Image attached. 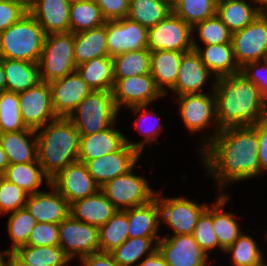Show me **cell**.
I'll return each mask as SVG.
<instances>
[{
    "mask_svg": "<svg viewBox=\"0 0 267 266\" xmlns=\"http://www.w3.org/2000/svg\"><path fill=\"white\" fill-rule=\"evenodd\" d=\"M119 112L112 91L92 90L68 118L80 136H85L114 125Z\"/></svg>",
    "mask_w": 267,
    "mask_h": 266,
    "instance_id": "5b68a950",
    "label": "cell"
},
{
    "mask_svg": "<svg viewBox=\"0 0 267 266\" xmlns=\"http://www.w3.org/2000/svg\"><path fill=\"white\" fill-rule=\"evenodd\" d=\"M260 13L255 0H225L217 3L216 14L232 34L248 26Z\"/></svg>",
    "mask_w": 267,
    "mask_h": 266,
    "instance_id": "4dcf8cb0",
    "label": "cell"
},
{
    "mask_svg": "<svg viewBox=\"0 0 267 266\" xmlns=\"http://www.w3.org/2000/svg\"><path fill=\"white\" fill-rule=\"evenodd\" d=\"M129 237H161L160 207L155 197L150 202L128 209Z\"/></svg>",
    "mask_w": 267,
    "mask_h": 266,
    "instance_id": "f1b7e54d",
    "label": "cell"
},
{
    "mask_svg": "<svg viewBox=\"0 0 267 266\" xmlns=\"http://www.w3.org/2000/svg\"><path fill=\"white\" fill-rule=\"evenodd\" d=\"M36 137L38 162L50 180L79 161L80 134L69 118L50 121L36 130Z\"/></svg>",
    "mask_w": 267,
    "mask_h": 266,
    "instance_id": "3957f363",
    "label": "cell"
},
{
    "mask_svg": "<svg viewBox=\"0 0 267 266\" xmlns=\"http://www.w3.org/2000/svg\"><path fill=\"white\" fill-rule=\"evenodd\" d=\"M74 41L75 34L72 32L46 35L39 60L42 82L50 83L76 71Z\"/></svg>",
    "mask_w": 267,
    "mask_h": 266,
    "instance_id": "52a82bcc",
    "label": "cell"
},
{
    "mask_svg": "<svg viewBox=\"0 0 267 266\" xmlns=\"http://www.w3.org/2000/svg\"><path fill=\"white\" fill-rule=\"evenodd\" d=\"M8 216L7 232L12 245L10 249H4V251L15 252L18 248L27 245L37 221L26 207L9 213Z\"/></svg>",
    "mask_w": 267,
    "mask_h": 266,
    "instance_id": "b9f144b4",
    "label": "cell"
},
{
    "mask_svg": "<svg viewBox=\"0 0 267 266\" xmlns=\"http://www.w3.org/2000/svg\"><path fill=\"white\" fill-rule=\"evenodd\" d=\"M230 197L227 192L219 193L213 203V230L219 240L220 252L226 251L243 232L237 222L238 216L223 210Z\"/></svg>",
    "mask_w": 267,
    "mask_h": 266,
    "instance_id": "83f0119b",
    "label": "cell"
},
{
    "mask_svg": "<svg viewBox=\"0 0 267 266\" xmlns=\"http://www.w3.org/2000/svg\"><path fill=\"white\" fill-rule=\"evenodd\" d=\"M19 107L25 125L35 130L58 118L47 82L40 81L36 86L19 93Z\"/></svg>",
    "mask_w": 267,
    "mask_h": 266,
    "instance_id": "9a60e30c",
    "label": "cell"
},
{
    "mask_svg": "<svg viewBox=\"0 0 267 266\" xmlns=\"http://www.w3.org/2000/svg\"><path fill=\"white\" fill-rule=\"evenodd\" d=\"M256 124L220 130L200 152L201 164L219 193L237 181L260 176Z\"/></svg>",
    "mask_w": 267,
    "mask_h": 266,
    "instance_id": "6da1fadb",
    "label": "cell"
},
{
    "mask_svg": "<svg viewBox=\"0 0 267 266\" xmlns=\"http://www.w3.org/2000/svg\"><path fill=\"white\" fill-rule=\"evenodd\" d=\"M106 23L82 32L75 33L74 58L76 65L96 57L108 56Z\"/></svg>",
    "mask_w": 267,
    "mask_h": 266,
    "instance_id": "1f68e13d",
    "label": "cell"
},
{
    "mask_svg": "<svg viewBox=\"0 0 267 266\" xmlns=\"http://www.w3.org/2000/svg\"><path fill=\"white\" fill-rule=\"evenodd\" d=\"M70 32L78 33L106 23L95 1L72 0L69 11Z\"/></svg>",
    "mask_w": 267,
    "mask_h": 266,
    "instance_id": "8d00e7d4",
    "label": "cell"
},
{
    "mask_svg": "<svg viewBox=\"0 0 267 266\" xmlns=\"http://www.w3.org/2000/svg\"><path fill=\"white\" fill-rule=\"evenodd\" d=\"M81 266H121L111 253L96 252L79 259Z\"/></svg>",
    "mask_w": 267,
    "mask_h": 266,
    "instance_id": "11a10c76",
    "label": "cell"
},
{
    "mask_svg": "<svg viewBox=\"0 0 267 266\" xmlns=\"http://www.w3.org/2000/svg\"><path fill=\"white\" fill-rule=\"evenodd\" d=\"M107 50L109 57L123 52L148 49V28L129 18L106 20Z\"/></svg>",
    "mask_w": 267,
    "mask_h": 266,
    "instance_id": "5bb4252c",
    "label": "cell"
},
{
    "mask_svg": "<svg viewBox=\"0 0 267 266\" xmlns=\"http://www.w3.org/2000/svg\"><path fill=\"white\" fill-rule=\"evenodd\" d=\"M217 80H213L210 92L186 94L177 96L175 99L178 103L179 114L181 120L185 124L189 133L201 132L212 124L214 131L209 135L205 134L201 145L198 149L200 152L207 144H209L220 131L216 119V97L214 93Z\"/></svg>",
    "mask_w": 267,
    "mask_h": 266,
    "instance_id": "8992f818",
    "label": "cell"
},
{
    "mask_svg": "<svg viewBox=\"0 0 267 266\" xmlns=\"http://www.w3.org/2000/svg\"><path fill=\"white\" fill-rule=\"evenodd\" d=\"M51 185L69 204L93 195L101 188L89 173L86 164L79 161L61 170L51 179Z\"/></svg>",
    "mask_w": 267,
    "mask_h": 266,
    "instance_id": "e0dca14e",
    "label": "cell"
},
{
    "mask_svg": "<svg viewBox=\"0 0 267 266\" xmlns=\"http://www.w3.org/2000/svg\"><path fill=\"white\" fill-rule=\"evenodd\" d=\"M114 125L91 135L80 136L79 162L87 163L119 150L125 143L126 136Z\"/></svg>",
    "mask_w": 267,
    "mask_h": 266,
    "instance_id": "603a6c76",
    "label": "cell"
},
{
    "mask_svg": "<svg viewBox=\"0 0 267 266\" xmlns=\"http://www.w3.org/2000/svg\"><path fill=\"white\" fill-rule=\"evenodd\" d=\"M138 266H168V264L157 249L152 254L143 258Z\"/></svg>",
    "mask_w": 267,
    "mask_h": 266,
    "instance_id": "9f6ffc18",
    "label": "cell"
},
{
    "mask_svg": "<svg viewBox=\"0 0 267 266\" xmlns=\"http://www.w3.org/2000/svg\"><path fill=\"white\" fill-rule=\"evenodd\" d=\"M261 12H267V0H255Z\"/></svg>",
    "mask_w": 267,
    "mask_h": 266,
    "instance_id": "6125c7cd",
    "label": "cell"
},
{
    "mask_svg": "<svg viewBox=\"0 0 267 266\" xmlns=\"http://www.w3.org/2000/svg\"><path fill=\"white\" fill-rule=\"evenodd\" d=\"M12 1H16V2H19V3H23V4H25L28 8H29L30 3H31V0H12Z\"/></svg>",
    "mask_w": 267,
    "mask_h": 266,
    "instance_id": "e7e4bbea",
    "label": "cell"
},
{
    "mask_svg": "<svg viewBox=\"0 0 267 266\" xmlns=\"http://www.w3.org/2000/svg\"><path fill=\"white\" fill-rule=\"evenodd\" d=\"M215 0H178L172 7V12L182 18L192 28L216 15Z\"/></svg>",
    "mask_w": 267,
    "mask_h": 266,
    "instance_id": "ee69618b",
    "label": "cell"
},
{
    "mask_svg": "<svg viewBox=\"0 0 267 266\" xmlns=\"http://www.w3.org/2000/svg\"><path fill=\"white\" fill-rule=\"evenodd\" d=\"M245 76L260 90L267 101V62L265 60L247 63L241 68Z\"/></svg>",
    "mask_w": 267,
    "mask_h": 266,
    "instance_id": "816d5d0a",
    "label": "cell"
},
{
    "mask_svg": "<svg viewBox=\"0 0 267 266\" xmlns=\"http://www.w3.org/2000/svg\"><path fill=\"white\" fill-rule=\"evenodd\" d=\"M59 246L71 260L100 252L99 228L69 214L59 223Z\"/></svg>",
    "mask_w": 267,
    "mask_h": 266,
    "instance_id": "7c38bea8",
    "label": "cell"
},
{
    "mask_svg": "<svg viewBox=\"0 0 267 266\" xmlns=\"http://www.w3.org/2000/svg\"><path fill=\"white\" fill-rule=\"evenodd\" d=\"M19 107V94L12 91L0 92V134L26 130Z\"/></svg>",
    "mask_w": 267,
    "mask_h": 266,
    "instance_id": "7bdbcfd3",
    "label": "cell"
},
{
    "mask_svg": "<svg viewBox=\"0 0 267 266\" xmlns=\"http://www.w3.org/2000/svg\"><path fill=\"white\" fill-rule=\"evenodd\" d=\"M53 109L57 117L68 118L92 91L77 71L49 83Z\"/></svg>",
    "mask_w": 267,
    "mask_h": 266,
    "instance_id": "d6986e66",
    "label": "cell"
},
{
    "mask_svg": "<svg viewBox=\"0 0 267 266\" xmlns=\"http://www.w3.org/2000/svg\"><path fill=\"white\" fill-rule=\"evenodd\" d=\"M0 266H8V251H0Z\"/></svg>",
    "mask_w": 267,
    "mask_h": 266,
    "instance_id": "94428289",
    "label": "cell"
},
{
    "mask_svg": "<svg viewBox=\"0 0 267 266\" xmlns=\"http://www.w3.org/2000/svg\"><path fill=\"white\" fill-rule=\"evenodd\" d=\"M27 245L57 246L59 245V224L37 222Z\"/></svg>",
    "mask_w": 267,
    "mask_h": 266,
    "instance_id": "681fc988",
    "label": "cell"
},
{
    "mask_svg": "<svg viewBox=\"0 0 267 266\" xmlns=\"http://www.w3.org/2000/svg\"><path fill=\"white\" fill-rule=\"evenodd\" d=\"M28 12V7L12 0H0V34L19 21Z\"/></svg>",
    "mask_w": 267,
    "mask_h": 266,
    "instance_id": "f907efd6",
    "label": "cell"
},
{
    "mask_svg": "<svg viewBox=\"0 0 267 266\" xmlns=\"http://www.w3.org/2000/svg\"><path fill=\"white\" fill-rule=\"evenodd\" d=\"M147 107L148 105H142L129 108L132 110L133 114L137 115V118L135 119L136 121H133L135 130H137V132L142 134L145 138L142 141L140 140L135 143H133L130 139L128 140V138H125L126 143L135 148L141 154L146 146V143L153 145V142H157V138L160 134H162L164 127L162 123H160L162 119L157 115V112L155 113V111H153L154 109L149 110Z\"/></svg>",
    "mask_w": 267,
    "mask_h": 266,
    "instance_id": "e575fe53",
    "label": "cell"
},
{
    "mask_svg": "<svg viewBox=\"0 0 267 266\" xmlns=\"http://www.w3.org/2000/svg\"><path fill=\"white\" fill-rule=\"evenodd\" d=\"M46 34L27 12L0 34V57L39 63Z\"/></svg>",
    "mask_w": 267,
    "mask_h": 266,
    "instance_id": "277c9868",
    "label": "cell"
},
{
    "mask_svg": "<svg viewBox=\"0 0 267 266\" xmlns=\"http://www.w3.org/2000/svg\"><path fill=\"white\" fill-rule=\"evenodd\" d=\"M192 235L208 256L216 248L220 250L219 240L213 230V204L212 207L208 205L202 212Z\"/></svg>",
    "mask_w": 267,
    "mask_h": 266,
    "instance_id": "7dc6e473",
    "label": "cell"
},
{
    "mask_svg": "<svg viewBox=\"0 0 267 266\" xmlns=\"http://www.w3.org/2000/svg\"><path fill=\"white\" fill-rule=\"evenodd\" d=\"M0 142L9 164L38 162L35 129L28 128L19 132L1 133Z\"/></svg>",
    "mask_w": 267,
    "mask_h": 266,
    "instance_id": "d4e9b609",
    "label": "cell"
},
{
    "mask_svg": "<svg viewBox=\"0 0 267 266\" xmlns=\"http://www.w3.org/2000/svg\"><path fill=\"white\" fill-rule=\"evenodd\" d=\"M216 1V3H219V2H221V1H225V0H215Z\"/></svg>",
    "mask_w": 267,
    "mask_h": 266,
    "instance_id": "003e7915",
    "label": "cell"
},
{
    "mask_svg": "<svg viewBox=\"0 0 267 266\" xmlns=\"http://www.w3.org/2000/svg\"><path fill=\"white\" fill-rule=\"evenodd\" d=\"M6 91V79L2 58L0 57V92Z\"/></svg>",
    "mask_w": 267,
    "mask_h": 266,
    "instance_id": "91938a15",
    "label": "cell"
},
{
    "mask_svg": "<svg viewBox=\"0 0 267 266\" xmlns=\"http://www.w3.org/2000/svg\"><path fill=\"white\" fill-rule=\"evenodd\" d=\"M136 165L126 174L104 183L100 190L117 210L144 205L156 196L145 177L135 175Z\"/></svg>",
    "mask_w": 267,
    "mask_h": 266,
    "instance_id": "ba28073f",
    "label": "cell"
},
{
    "mask_svg": "<svg viewBox=\"0 0 267 266\" xmlns=\"http://www.w3.org/2000/svg\"><path fill=\"white\" fill-rule=\"evenodd\" d=\"M148 49L175 52L193 50L192 27L174 12L148 29Z\"/></svg>",
    "mask_w": 267,
    "mask_h": 266,
    "instance_id": "9c48e42d",
    "label": "cell"
},
{
    "mask_svg": "<svg viewBox=\"0 0 267 266\" xmlns=\"http://www.w3.org/2000/svg\"><path fill=\"white\" fill-rule=\"evenodd\" d=\"M114 81L150 73V50H132L113 57Z\"/></svg>",
    "mask_w": 267,
    "mask_h": 266,
    "instance_id": "60d3db41",
    "label": "cell"
},
{
    "mask_svg": "<svg viewBox=\"0 0 267 266\" xmlns=\"http://www.w3.org/2000/svg\"><path fill=\"white\" fill-rule=\"evenodd\" d=\"M196 40L193 39V50L200 55L202 62L213 73V76L220 78L241 71L234 56L232 43L201 47Z\"/></svg>",
    "mask_w": 267,
    "mask_h": 266,
    "instance_id": "484cf974",
    "label": "cell"
},
{
    "mask_svg": "<svg viewBox=\"0 0 267 266\" xmlns=\"http://www.w3.org/2000/svg\"><path fill=\"white\" fill-rule=\"evenodd\" d=\"M15 253L29 266H67L71 259L59 246H30L18 248Z\"/></svg>",
    "mask_w": 267,
    "mask_h": 266,
    "instance_id": "ab89813d",
    "label": "cell"
},
{
    "mask_svg": "<svg viewBox=\"0 0 267 266\" xmlns=\"http://www.w3.org/2000/svg\"><path fill=\"white\" fill-rule=\"evenodd\" d=\"M128 209L117 210L113 216L99 228L100 252H112L129 238Z\"/></svg>",
    "mask_w": 267,
    "mask_h": 266,
    "instance_id": "74e56055",
    "label": "cell"
},
{
    "mask_svg": "<svg viewBox=\"0 0 267 266\" xmlns=\"http://www.w3.org/2000/svg\"><path fill=\"white\" fill-rule=\"evenodd\" d=\"M105 20L126 18L129 11V0H95Z\"/></svg>",
    "mask_w": 267,
    "mask_h": 266,
    "instance_id": "f5cc1de1",
    "label": "cell"
},
{
    "mask_svg": "<svg viewBox=\"0 0 267 266\" xmlns=\"http://www.w3.org/2000/svg\"><path fill=\"white\" fill-rule=\"evenodd\" d=\"M185 53L187 52L150 51V74L164 96L176 83L179 67Z\"/></svg>",
    "mask_w": 267,
    "mask_h": 266,
    "instance_id": "4316f807",
    "label": "cell"
},
{
    "mask_svg": "<svg viewBox=\"0 0 267 266\" xmlns=\"http://www.w3.org/2000/svg\"><path fill=\"white\" fill-rule=\"evenodd\" d=\"M29 194L21 187L0 176V214L25 208Z\"/></svg>",
    "mask_w": 267,
    "mask_h": 266,
    "instance_id": "c3c4849f",
    "label": "cell"
},
{
    "mask_svg": "<svg viewBox=\"0 0 267 266\" xmlns=\"http://www.w3.org/2000/svg\"><path fill=\"white\" fill-rule=\"evenodd\" d=\"M164 1L172 8L178 0H164Z\"/></svg>",
    "mask_w": 267,
    "mask_h": 266,
    "instance_id": "03108f58",
    "label": "cell"
},
{
    "mask_svg": "<svg viewBox=\"0 0 267 266\" xmlns=\"http://www.w3.org/2000/svg\"><path fill=\"white\" fill-rule=\"evenodd\" d=\"M231 43L239 67L265 60L267 53V12H261L248 26L232 34Z\"/></svg>",
    "mask_w": 267,
    "mask_h": 266,
    "instance_id": "8fae6325",
    "label": "cell"
},
{
    "mask_svg": "<svg viewBox=\"0 0 267 266\" xmlns=\"http://www.w3.org/2000/svg\"><path fill=\"white\" fill-rule=\"evenodd\" d=\"M202 62L200 55L192 50L183 55L174 87L170 90L177 96L202 93L208 78L217 80Z\"/></svg>",
    "mask_w": 267,
    "mask_h": 266,
    "instance_id": "ffe728a7",
    "label": "cell"
},
{
    "mask_svg": "<svg viewBox=\"0 0 267 266\" xmlns=\"http://www.w3.org/2000/svg\"><path fill=\"white\" fill-rule=\"evenodd\" d=\"M224 253L231 254L232 266H252L265 258L258 243L246 232H242Z\"/></svg>",
    "mask_w": 267,
    "mask_h": 266,
    "instance_id": "f6af8a7d",
    "label": "cell"
},
{
    "mask_svg": "<svg viewBox=\"0 0 267 266\" xmlns=\"http://www.w3.org/2000/svg\"><path fill=\"white\" fill-rule=\"evenodd\" d=\"M71 0H31L28 12L37 20L46 35L70 32Z\"/></svg>",
    "mask_w": 267,
    "mask_h": 266,
    "instance_id": "44dd1931",
    "label": "cell"
},
{
    "mask_svg": "<svg viewBox=\"0 0 267 266\" xmlns=\"http://www.w3.org/2000/svg\"><path fill=\"white\" fill-rule=\"evenodd\" d=\"M117 211L101 190L70 203L69 214L83 223L100 228Z\"/></svg>",
    "mask_w": 267,
    "mask_h": 266,
    "instance_id": "cb8c5ba5",
    "label": "cell"
},
{
    "mask_svg": "<svg viewBox=\"0 0 267 266\" xmlns=\"http://www.w3.org/2000/svg\"><path fill=\"white\" fill-rule=\"evenodd\" d=\"M171 11L172 8L164 0H129L127 18L149 29Z\"/></svg>",
    "mask_w": 267,
    "mask_h": 266,
    "instance_id": "f35d334b",
    "label": "cell"
},
{
    "mask_svg": "<svg viewBox=\"0 0 267 266\" xmlns=\"http://www.w3.org/2000/svg\"><path fill=\"white\" fill-rule=\"evenodd\" d=\"M2 176L21 187L29 195L42 191L39 188L43 181L46 182L48 187L51 184L50 178L44 173L39 162L9 164Z\"/></svg>",
    "mask_w": 267,
    "mask_h": 266,
    "instance_id": "836d02e7",
    "label": "cell"
},
{
    "mask_svg": "<svg viewBox=\"0 0 267 266\" xmlns=\"http://www.w3.org/2000/svg\"><path fill=\"white\" fill-rule=\"evenodd\" d=\"M76 71L92 90H113L115 81L112 57L93 58L77 66Z\"/></svg>",
    "mask_w": 267,
    "mask_h": 266,
    "instance_id": "d6a6232c",
    "label": "cell"
},
{
    "mask_svg": "<svg viewBox=\"0 0 267 266\" xmlns=\"http://www.w3.org/2000/svg\"><path fill=\"white\" fill-rule=\"evenodd\" d=\"M6 90L17 94L36 86L40 80L39 63L2 58Z\"/></svg>",
    "mask_w": 267,
    "mask_h": 266,
    "instance_id": "f546056e",
    "label": "cell"
},
{
    "mask_svg": "<svg viewBox=\"0 0 267 266\" xmlns=\"http://www.w3.org/2000/svg\"><path fill=\"white\" fill-rule=\"evenodd\" d=\"M160 239L161 237H129L110 253L121 266H138L142 258L157 250V243Z\"/></svg>",
    "mask_w": 267,
    "mask_h": 266,
    "instance_id": "d590c367",
    "label": "cell"
},
{
    "mask_svg": "<svg viewBox=\"0 0 267 266\" xmlns=\"http://www.w3.org/2000/svg\"><path fill=\"white\" fill-rule=\"evenodd\" d=\"M157 249L168 266H209L210 258L192 234L161 237Z\"/></svg>",
    "mask_w": 267,
    "mask_h": 266,
    "instance_id": "2e32d148",
    "label": "cell"
},
{
    "mask_svg": "<svg viewBox=\"0 0 267 266\" xmlns=\"http://www.w3.org/2000/svg\"><path fill=\"white\" fill-rule=\"evenodd\" d=\"M192 33L196 34L193 39L198 35L203 45L231 43L232 38V33L217 14L196 24L192 28Z\"/></svg>",
    "mask_w": 267,
    "mask_h": 266,
    "instance_id": "bcb514c9",
    "label": "cell"
},
{
    "mask_svg": "<svg viewBox=\"0 0 267 266\" xmlns=\"http://www.w3.org/2000/svg\"><path fill=\"white\" fill-rule=\"evenodd\" d=\"M214 93L219 130L267 119V101L242 71L217 78Z\"/></svg>",
    "mask_w": 267,
    "mask_h": 266,
    "instance_id": "7a4b0ae2",
    "label": "cell"
},
{
    "mask_svg": "<svg viewBox=\"0 0 267 266\" xmlns=\"http://www.w3.org/2000/svg\"><path fill=\"white\" fill-rule=\"evenodd\" d=\"M266 258H263L261 261H259L256 264H253L252 266H267V260H265ZM265 260V261H264Z\"/></svg>",
    "mask_w": 267,
    "mask_h": 266,
    "instance_id": "be15d7a7",
    "label": "cell"
},
{
    "mask_svg": "<svg viewBox=\"0 0 267 266\" xmlns=\"http://www.w3.org/2000/svg\"><path fill=\"white\" fill-rule=\"evenodd\" d=\"M162 192H156L160 207L161 224H166L173 235L192 234L198 218L209 205L198 204L184 197H163Z\"/></svg>",
    "mask_w": 267,
    "mask_h": 266,
    "instance_id": "30bf717a",
    "label": "cell"
},
{
    "mask_svg": "<svg viewBox=\"0 0 267 266\" xmlns=\"http://www.w3.org/2000/svg\"><path fill=\"white\" fill-rule=\"evenodd\" d=\"M49 188L30 194L25 207L37 222L59 224L69 215L70 204L51 184Z\"/></svg>",
    "mask_w": 267,
    "mask_h": 266,
    "instance_id": "7402d4cb",
    "label": "cell"
},
{
    "mask_svg": "<svg viewBox=\"0 0 267 266\" xmlns=\"http://www.w3.org/2000/svg\"><path fill=\"white\" fill-rule=\"evenodd\" d=\"M141 153L125 143L119 150L86 163L89 173L101 187L104 183L126 174L137 165Z\"/></svg>",
    "mask_w": 267,
    "mask_h": 266,
    "instance_id": "ac0fdd59",
    "label": "cell"
},
{
    "mask_svg": "<svg viewBox=\"0 0 267 266\" xmlns=\"http://www.w3.org/2000/svg\"><path fill=\"white\" fill-rule=\"evenodd\" d=\"M258 137V158L260 160V174L267 171V119L256 123Z\"/></svg>",
    "mask_w": 267,
    "mask_h": 266,
    "instance_id": "db71d44e",
    "label": "cell"
},
{
    "mask_svg": "<svg viewBox=\"0 0 267 266\" xmlns=\"http://www.w3.org/2000/svg\"><path fill=\"white\" fill-rule=\"evenodd\" d=\"M8 266H29L15 252L8 251Z\"/></svg>",
    "mask_w": 267,
    "mask_h": 266,
    "instance_id": "6f0895ef",
    "label": "cell"
},
{
    "mask_svg": "<svg viewBox=\"0 0 267 266\" xmlns=\"http://www.w3.org/2000/svg\"><path fill=\"white\" fill-rule=\"evenodd\" d=\"M112 92L120 112L122 106L127 108L150 106L152 102L164 97L150 73L118 79L114 83Z\"/></svg>",
    "mask_w": 267,
    "mask_h": 266,
    "instance_id": "4fadbf2b",
    "label": "cell"
},
{
    "mask_svg": "<svg viewBox=\"0 0 267 266\" xmlns=\"http://www.w3.org/2000/svg\"><path fill=\"white\" fill-rule=\"evenodd\" d=\"M8 166H9L8 158L0 142V176H2L5 173Z\"/></svg>",
    "mask_w": 267,
    "mask_h": 266,
    "instance_id": "680465c9",
    "label": "cell"
}]
</instances>
